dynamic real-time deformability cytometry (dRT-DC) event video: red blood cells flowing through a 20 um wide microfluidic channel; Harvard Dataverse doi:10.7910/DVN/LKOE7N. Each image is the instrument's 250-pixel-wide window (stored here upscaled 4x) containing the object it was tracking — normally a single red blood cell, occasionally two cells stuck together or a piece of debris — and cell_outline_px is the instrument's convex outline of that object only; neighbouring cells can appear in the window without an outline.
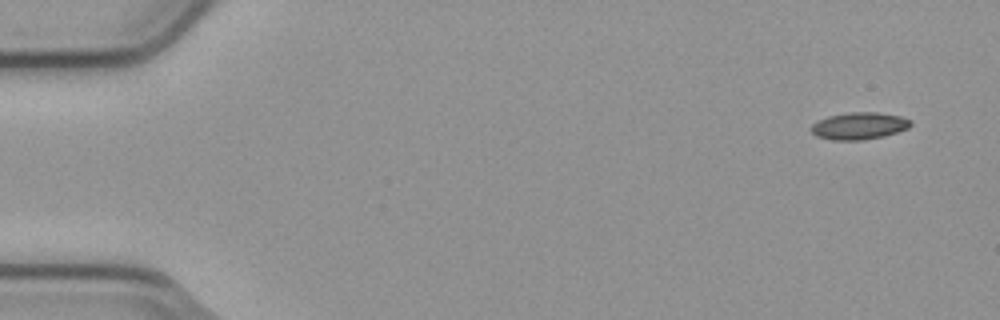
{"species": "common noctule bat (a hibernating species)", "species_latin": "Nyctalus noctula", "temperature_condition": "cold", "stored_images_in_passage": 4, "camera_frame_rate_fps": 3000, "um_per_image_px": 0.085, "animal": {"sex": "male", "body_mass_g": 23.1, "forearm_length_mm": 52.7}, "frame": {"image": 1, "passage_image": 1, "time_ms": 0.0, "image_size_px": [1000, 320], "cell_outline_px": [[912, 124], [908, 128], [884, 136], [864, 140], [832, 140], [816, 136], [808, 128], [812, 124], [828, 116], [852, 112], [880, 112], [900, 116], [912, 120]], "centroid_in_image_um": [73.03, 10.7], "position_along_channel_um": 12.0, "area_um2": 15.78}}